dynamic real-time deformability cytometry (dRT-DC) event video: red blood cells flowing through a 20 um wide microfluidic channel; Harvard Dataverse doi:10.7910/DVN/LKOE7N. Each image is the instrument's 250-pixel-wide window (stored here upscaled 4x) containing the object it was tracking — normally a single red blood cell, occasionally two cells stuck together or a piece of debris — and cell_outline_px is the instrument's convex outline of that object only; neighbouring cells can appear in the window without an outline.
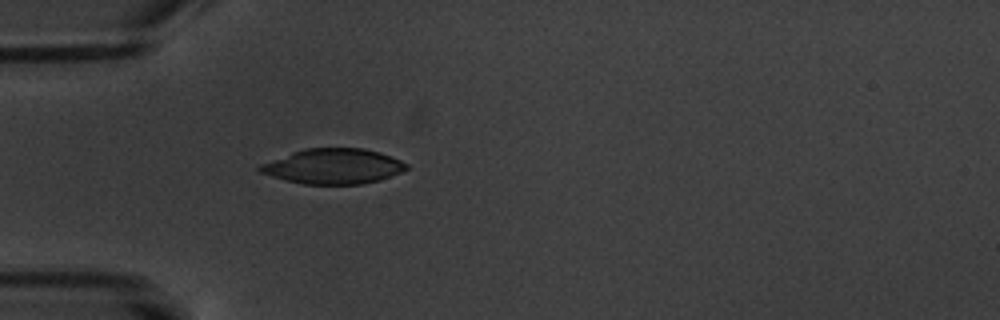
{"species": "common noctule bat (a hibernating species)", "species_latin": "Nyctalus noctula", "temperature_condition": "warm", "stored_images_in_passage": 1, "camera_frame_rate_fps": 3000, "um_per_image_px": 0.085, "animal": {"sex": "male", "body_mass_g": 20.1, "forearm_length_mm": 53.5}, "frame": {"image": 1, "passage_image": 1, "time_ms": 0.0, "image_size_px": [1000, 320], "cell_outline_px": [[408, 168], [400, 172], [376, 180], [360, 184], [304, 184], [272, 176], [260, 172], [256, 168], [260, 164], [292, 152], [304, 148], [364, 148], [380, 152], [400, 160], [408, 164]], "centroid_in_image_um": [28.31, 14.12], "position_along_channel_um": 56.7, "area_um2": 29.71}}